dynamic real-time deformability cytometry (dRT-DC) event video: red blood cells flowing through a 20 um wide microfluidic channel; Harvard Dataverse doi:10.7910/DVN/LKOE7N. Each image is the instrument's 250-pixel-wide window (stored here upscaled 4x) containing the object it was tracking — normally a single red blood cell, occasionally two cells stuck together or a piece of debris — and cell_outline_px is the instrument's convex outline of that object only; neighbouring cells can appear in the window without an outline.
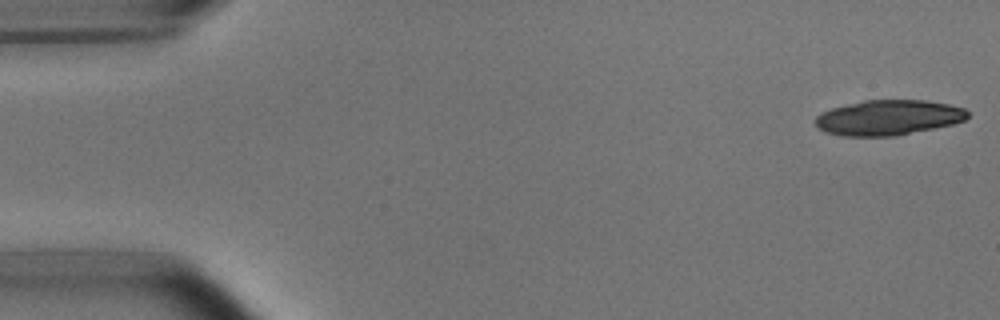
{"species": "common noctule bat (a hibernating species)", "species_latin": "Nyctalus noctula", "temperature_condition": "room temperature", "stored_images_in_passage": 15, "camera_frame_rate_fps": 3000, "um_per_image_px": 0.085, "animal": {"sex": "male", "body_mass_g": 15.6}, "frame": {"image": 1, "passage_image": 1, "time_ms": 0.0, "image_size_px": [1000, 320], "cell_outline_px": [[968, 116], [964, 120], [952, 124], [896, 136], [844, 136], [824, 132], [816, 124], [816, 116], [832, 108], [864, 100], [924, 100], [948, 104], [964, 108], [968, 112]], "centroid_in_image_um": [75.52, 10.0], "position_along_channel_um": 9.5, "area_um2": 30.98}}